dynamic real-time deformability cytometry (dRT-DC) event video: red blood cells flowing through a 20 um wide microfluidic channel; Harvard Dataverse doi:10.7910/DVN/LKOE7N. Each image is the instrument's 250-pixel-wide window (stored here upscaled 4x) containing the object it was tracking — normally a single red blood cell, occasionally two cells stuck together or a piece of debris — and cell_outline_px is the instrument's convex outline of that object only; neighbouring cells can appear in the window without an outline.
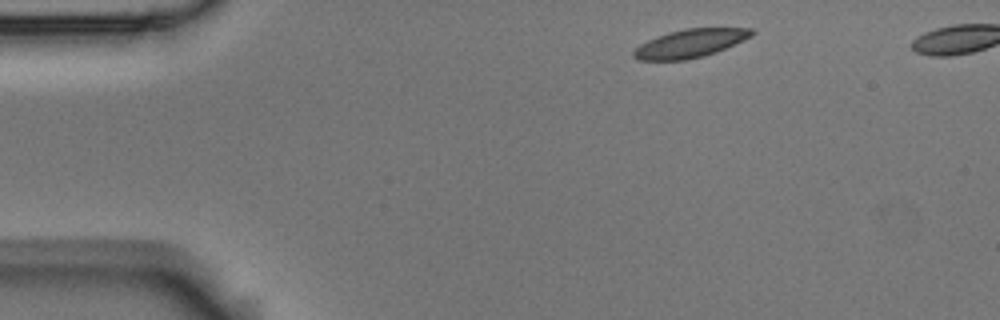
{"species": "Egyptian fruit bat (a non-hibernating species)", "species_latin": "Rousettus aegyptiacus", "temperature_condition": "room temperature", "stored_images_in_passage": 4, "camera_frame_rate_fps": 3000, "um_per_image_px": 0.085, "animal": {"sex": "male"}, "frame": {"image": 1, "passage_image": 1, "time_ms": 0.0, "image_size_px": [1000, 320], "cell_outline_px": [[756, 32], [752, 36], [744, 40], [716, 52], [704, 56], [688, 60], [636, 60], [632, 56], [632, 52], [640, 44], [656, 36], [668, 32], [684, 28], [752, 28]], "centroid_in_image_um": [58.66, 3.69], "position_along_channel_um": 26.3, "area_um2": 19.65}}